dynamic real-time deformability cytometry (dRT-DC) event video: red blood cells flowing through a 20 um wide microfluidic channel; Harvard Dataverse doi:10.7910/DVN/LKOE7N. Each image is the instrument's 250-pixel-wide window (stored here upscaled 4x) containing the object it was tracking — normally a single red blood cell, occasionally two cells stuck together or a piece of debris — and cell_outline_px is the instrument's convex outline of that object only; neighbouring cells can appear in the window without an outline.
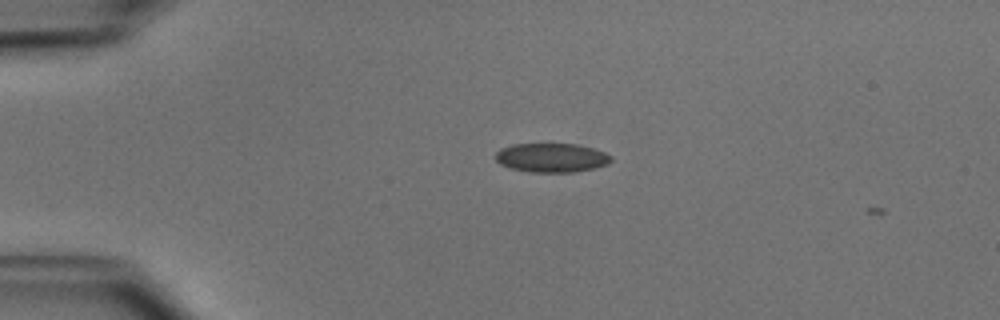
{"species": "common noctule bat (a hibernating species)", "species_latin": "Nyctalus noctula", "temperature_condition": "cold", "stored_images_in_passage": 2, "camera_frame_rate_fps": 3000, "um_per_image_px": 0.085, "animal": {"sex": "male", "body_mass_g": 15.6}, "frame": {"image": 1, "passage_image": 1, "time_ms": 0.0, "image_size_px": [1000, 320], "cell_outline_px": [[612, 160], [608, 164], [596, 168], [572, 172], [528, 172], [512, 168], [500, 164], [496, 160], [496, 152], [500, 148], [512, 144], [580, 144], [604, 152], [612, 156]], "centroid_in_image_um": [46.89, 13.4], "position_along_channel_um": 38.1, "area_um2": 19.65}}